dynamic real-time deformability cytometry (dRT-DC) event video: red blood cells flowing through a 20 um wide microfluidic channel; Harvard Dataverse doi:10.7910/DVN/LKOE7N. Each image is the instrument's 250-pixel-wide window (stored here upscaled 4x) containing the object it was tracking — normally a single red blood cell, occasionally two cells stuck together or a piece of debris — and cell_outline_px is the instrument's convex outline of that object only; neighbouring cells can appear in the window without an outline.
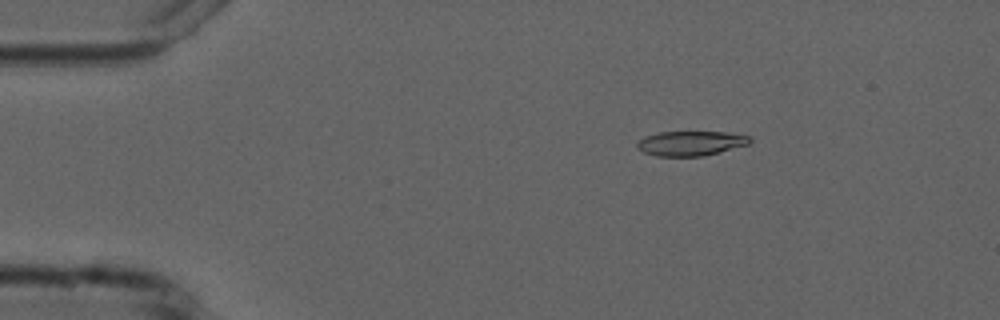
{"species": "common noctule bat (a hibernating species)", "species_latin": "Nyctalus noctula", "temperature_condition": "cold", "stored_images_in_passage": 4, "camera_frame_rate_fps": 3000, "um_per_image_px": 0.085, "animal": {"sex": "male", "forearm_length_mm": 52.5}, "frame": {"image": 1, "passage_image": 1, "time_ms": 0.0, "image_size_px": [1000, 320], "cell_outline_px": [[752, 140], [748, 144], [720, 152], [704, 156], [656, 156], [644, 152], [636, 148], [636, 144], [644, 136], [660, 132], [728, 132], [748, 136]], "centroid_in_image_um": [58.69, 12.18], "position_along_channel_um": 26.3, "area_um2": 16.18}}